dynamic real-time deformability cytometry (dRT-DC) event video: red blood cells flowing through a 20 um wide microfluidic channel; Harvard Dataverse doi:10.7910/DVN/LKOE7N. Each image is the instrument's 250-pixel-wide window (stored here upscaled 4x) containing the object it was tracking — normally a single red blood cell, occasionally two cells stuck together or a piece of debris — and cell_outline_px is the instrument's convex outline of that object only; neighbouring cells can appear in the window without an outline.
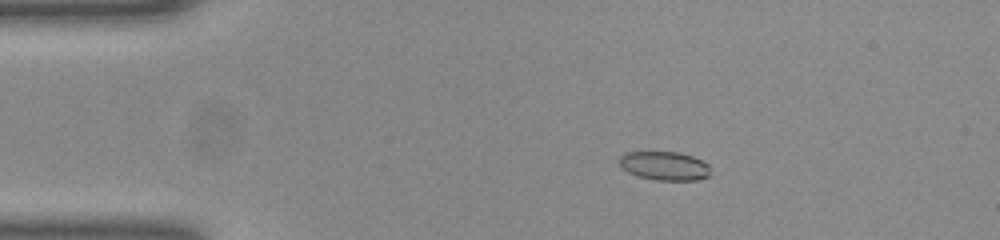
{"species": "common noctule bat (a hibernating species)", "species_latin": "Nyctalus noctula", "temperature_condition": "room temperature", "stored_images_in_passage": 51, "camera_frame_rate_fps": 3000, "um_per_image_px": 0.085, "animal": {"sex": "female", "body_mass_g": 23.0, "forearm_length_mm": 53.4}, "frame": {"image": 1, "passage_image": 9, "time_ms": 2.667, "image_size_px": [1000, 240], "cell_outline_px": [[708, 176], [696, 180], [656, 180], [640, 176], [628, 172], [620, 164], [620, 156], [624, 152], [676, 152], [692, 156], [708, 164]], "centroid_in_image_um": [56.46, 14.09], "position_along_channel_um": 28.5, "area_um2": 14.97}}
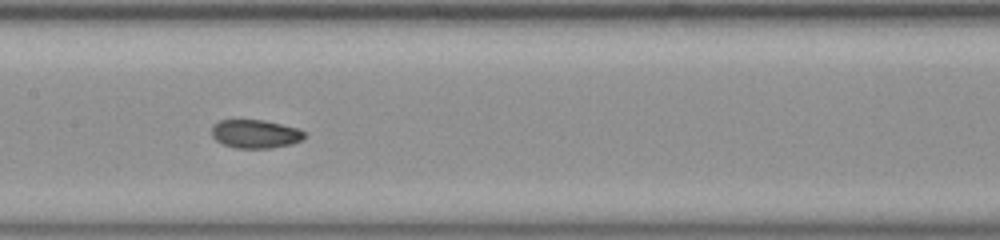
{"frame": {"image": 2, "passage_image": 25, "time_ms": 8.0, "image_size_px": [1000, 240], "cell_outline_px": [[304, 140], [292, 144], [272, 148], [236, 148], [224, 144], [216, 140], [212, 136], [212, 124], [220, 120], [264, 120], [296, 128], [304, 132]], "centroid_in_image_um": [21.7, 11.39], "position_along_channel_um": 185.7, "area_um2": 15.37}}
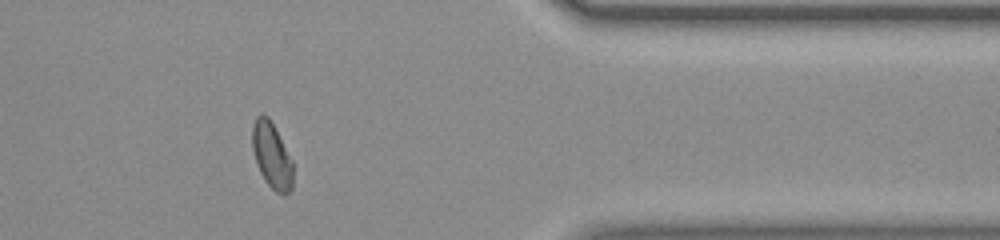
{"frame": {"image": 3, "passage_image": 42, "time_ms": 13.667, "image_size_px": [1000, 240], "cell_outline_px": [[292, 188], [284, 196], [276, 192], [264, 180], [256, 164], [252, 148], [252, 124], [256, 116], [260, 112], [268, 116], [292, 160]], "centroid_in_image_um": [23.07, 13.2], "position_along_channel_um": 388.3, "area_um2": 15.61}, "authors_computed_cell_mechanics": {"area_um2": 15.7794, "velocity_mm_per_s": 3.9639, "shape_relaxation_time_tau1_ms": 5.3182, "shape_relaxation_time_tau2_ms": 2.4444, "deformation_change_tau1": 0.1438, "deformation_change_tau2": 0.0636}}